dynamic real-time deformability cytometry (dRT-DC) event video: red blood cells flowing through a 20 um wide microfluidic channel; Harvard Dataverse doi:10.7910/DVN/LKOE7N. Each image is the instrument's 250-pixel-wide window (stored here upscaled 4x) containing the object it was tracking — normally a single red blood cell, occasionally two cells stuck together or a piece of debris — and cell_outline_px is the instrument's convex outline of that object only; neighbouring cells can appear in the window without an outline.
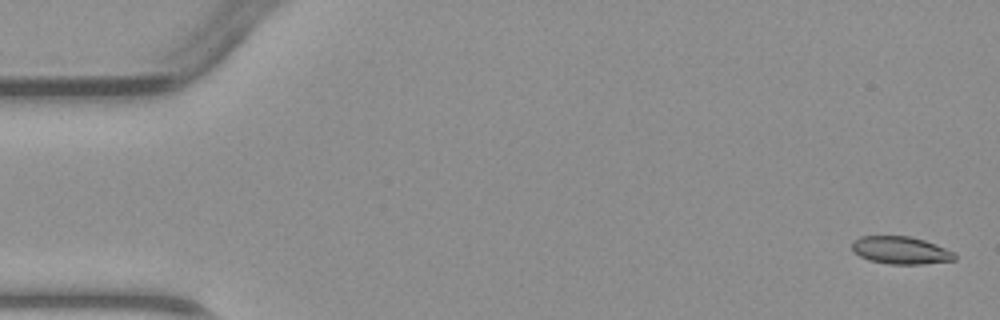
{"species": "common noctule bat (a hibernating species)", "species_latin": "Nyctalus noctula", "temperature_condition": "warm", "stored_images_in_passage": 4, "camera_frame_rate_fps": 3000, "um_per_image_px": 0.085, "animal": {"sex": "male", "body_mass_g": 23.1, "forearm_length_mm": 52.7}, "frame": {"image": 1, "passage_image": 1, "time_ms": 0.0, "image_size_px": [1000, 320], "cell_outline_px": [[956, 260], [924, 264], [888, 264], [868, 260], [852, 252], [852, 240], [860, 236], [908, 236], [924, 240], [956, 252]], "centroid_in_image_um": [76.55, 21.28], "position_along_channel_um": 8.5, "area_um2": 16.7}}
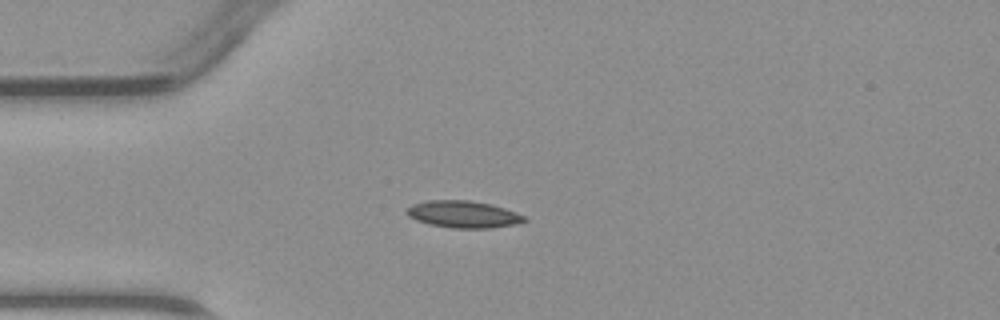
{"frame": {"image": 2, "passage_image": 4, "time_ms": 3.667, "image_size_px": [1000, 320], "cell_outline_px": [[528, 220], [516, 224], [492, 228], [452, 228], [428, 224], [416, 220], [408, 216], [404, 212], [412, 204], [428, 200], [468, 200], [492, 204], [516, 212], [524, 216]], "centroid_in_image_um": [39.37, 18.21], "position_along_channel_um": 45.6, "area_um2": 18.61}}